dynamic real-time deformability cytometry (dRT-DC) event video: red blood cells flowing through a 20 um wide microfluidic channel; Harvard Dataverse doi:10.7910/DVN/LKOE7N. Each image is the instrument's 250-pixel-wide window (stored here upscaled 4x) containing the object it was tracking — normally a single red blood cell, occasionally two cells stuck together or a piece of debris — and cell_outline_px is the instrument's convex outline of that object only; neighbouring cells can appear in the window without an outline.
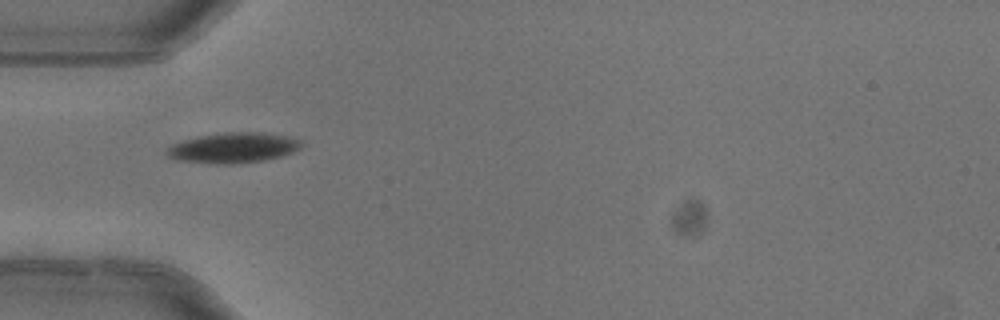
{"species": "common noctule bat (a hibernating species)", "species_latin": "Nyctalus noctula", "temperature_condition": "warm", "stored_images_in_passage": 6, "camera_frame_rate_fps": 3000, "um_per_image_px": 0.085, "animal": {"sex": "female"}, "frame": {"image": 1, "passage_image": 4, "time_ms": 1.0, "image_size_px": [1000, 320], "cell_outline_px": [[304, 144], [300, 148], [292, 152], [280, 156], [260, 160], [228, 164], [224, 164], [176, 160], [168, 156], [164, 152], [172, 144], [184, 140], [200, 136], [224, 132], [264, 132], [288, 136], [300, 140]], "centroid_in_image_um": [19.82, 12.54], "position_along_channel_um": 65.2, "area_um2": 23.52}}